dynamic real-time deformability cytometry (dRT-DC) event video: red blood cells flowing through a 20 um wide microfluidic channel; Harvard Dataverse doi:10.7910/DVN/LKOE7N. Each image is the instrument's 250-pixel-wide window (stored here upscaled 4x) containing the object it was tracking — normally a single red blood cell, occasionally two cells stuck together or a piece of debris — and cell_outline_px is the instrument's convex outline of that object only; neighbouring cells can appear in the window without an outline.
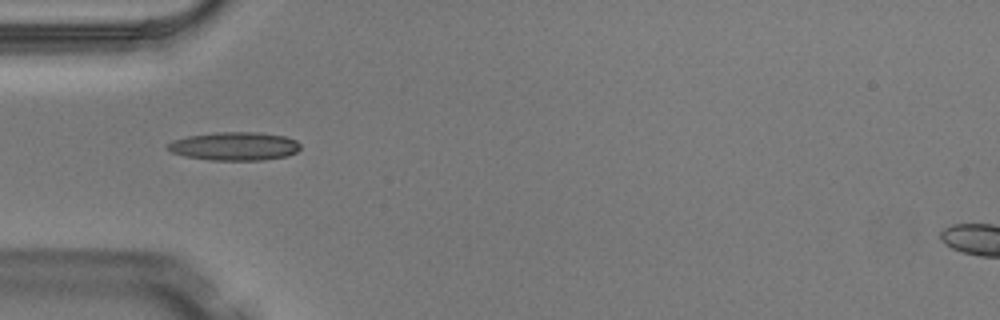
{"species": "Egyptian fruit bat (a non-hibernating species)", "species_latin": "Rousettus aegyptiacus", "temperature_condition": "warm", "stored_images_in_passage": 5, "camera_frame_rate_fps": 3000, "um_per_image_px": 0.085, "animal": {"sex": "male"}, "frame": {"image": 1, "passage_image": 5, "time_ms": 1.333, "image_size_px": [1000, 320], "cell_outline_px": [[300, 148], [296, 152], [288, 156], [264, 160], [212, 160], [184, 156], [172, 152], [164, 148], [164, 144], [172, 140], [188, 136], [220, 132], [260, 132], [284, 136], [296, 140], [300, 144]], "centroid_in_image_um": [19.91, 12.43], "position_along_channel_um": 65.1, "area_um2": 22.14}}